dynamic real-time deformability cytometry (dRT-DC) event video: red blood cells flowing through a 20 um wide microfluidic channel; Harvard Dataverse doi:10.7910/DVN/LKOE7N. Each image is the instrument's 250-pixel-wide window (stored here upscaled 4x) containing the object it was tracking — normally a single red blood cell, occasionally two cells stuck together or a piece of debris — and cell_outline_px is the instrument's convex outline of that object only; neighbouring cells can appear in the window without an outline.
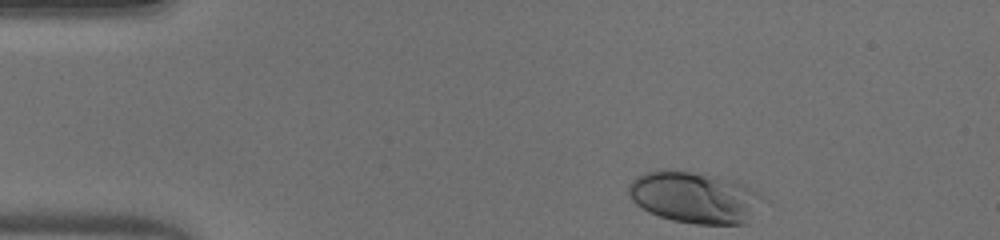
{"species": "human", "species_latin": "Homo sapiens", "temperature_condition": "warm", "stored_images_in_passage": 38, "camera_frame_rate_fps": 3000, "um_per_image_px": 0.085, "donor": {"sex": "male"}, "frame": {"image": 1, "passage_image": 1, "time_ms": 0.0, "image_size_px": [1000, 240], "cell_outline_px": [[764, 196], [748, 224], [696, 224], [672, 220], [648, 212], [636, 204], [632, 200], [628, 192], [628, 184], [632, 180], [644, 172], [688, 172], [716, 176], [736, 180], [760, 192]], "centroid_in_image_um": [59.08, 16.81], "position_along_channel_um": 25.9, "area_um2": 39.94}}
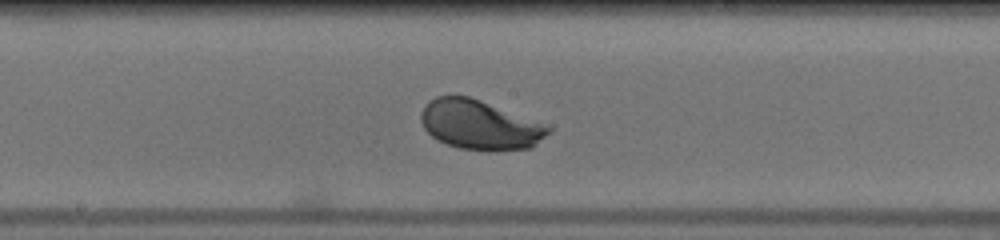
{"frame": {"image": 2, "passage_image": 20, "time_ms": 6.333, "image_size_px": [1000, 240], "cell_outline_px": [[552, 128], [532, 148], [492, 152], [460, 148], [436, 140], [424, 128], [420, 120], [420, 112], [424, 104], [428, 100], [436, 96], [468, 96], [480, 100]], "centroid_in_image_um": [40.7, 10.63], "position_along_channel_um": 207.5, "area_um2": 36.41}}
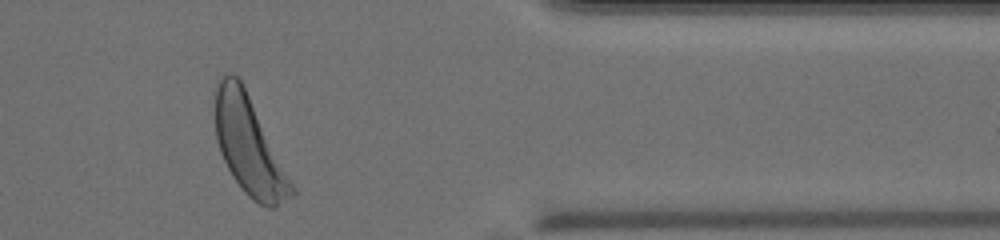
{"frame": {"image": 3, "passage_image": 35, "time_ms": 11.333, "image_size_px": [1000, 240], "cell_outline_px": [[296, 192], [292, 196], [276, 208], [268, 208], [252, 200], [240, 188], [232, 176], [220, 152], [216, 140], [216, 80], [224, 72], [232, 72], [240, 80], [296, 188]], "centroid_in_image_um": [21.17, 12.43], "position_along_channel_um": 390.2, "area_um2": 43.18}, "authors_computed_cell_mechanics": {"area_um2": 36.2406, "velocity_mm_per_s": 4.0584, "shape_relaxation_time_tau1_ms": 1.5394, "shape_relaxation_time_tau2_ms": null, "deformation_change_tau1": 0.1197, "deformation_change_tau2": null}}